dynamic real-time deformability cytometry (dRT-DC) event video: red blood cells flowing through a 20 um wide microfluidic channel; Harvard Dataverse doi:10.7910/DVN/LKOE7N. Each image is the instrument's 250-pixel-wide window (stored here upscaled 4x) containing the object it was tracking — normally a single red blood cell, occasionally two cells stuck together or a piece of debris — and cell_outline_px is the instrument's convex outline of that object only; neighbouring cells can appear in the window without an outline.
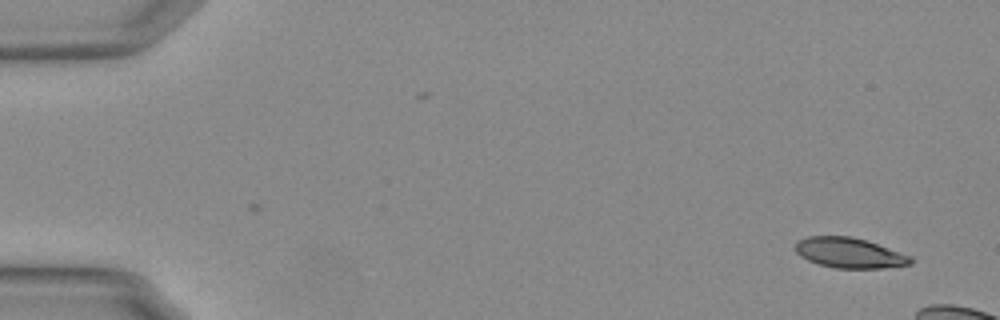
{"species": "Egyptian fruit bat (a non-hibernating species)", "species_latin": "Rousettus aegyptiacus", "temperature_condition": "warm", "stored_images_in_passage": 10, "camera_frame_rate_fps": 3000, "um_per_image_px": 0.085, "animal": {"sex": "female"}, "frame": {"image": 1, "passage_image": 1, "time_ms": 0.0, "image_size_px": [1000, 320], "cell_outline_px": [[916, 260], [912, 264], [880, 268], [836, 268], [820, 264], [808, 260], [800, 256], [796, 252], [796, 240], [808, 236], [848, 236], [864, 240], [912, 256]], "centroid_in_image_um": [72.21, 21.5], "position_along_channel_um": 12.8, "area_um2": 20.17}}